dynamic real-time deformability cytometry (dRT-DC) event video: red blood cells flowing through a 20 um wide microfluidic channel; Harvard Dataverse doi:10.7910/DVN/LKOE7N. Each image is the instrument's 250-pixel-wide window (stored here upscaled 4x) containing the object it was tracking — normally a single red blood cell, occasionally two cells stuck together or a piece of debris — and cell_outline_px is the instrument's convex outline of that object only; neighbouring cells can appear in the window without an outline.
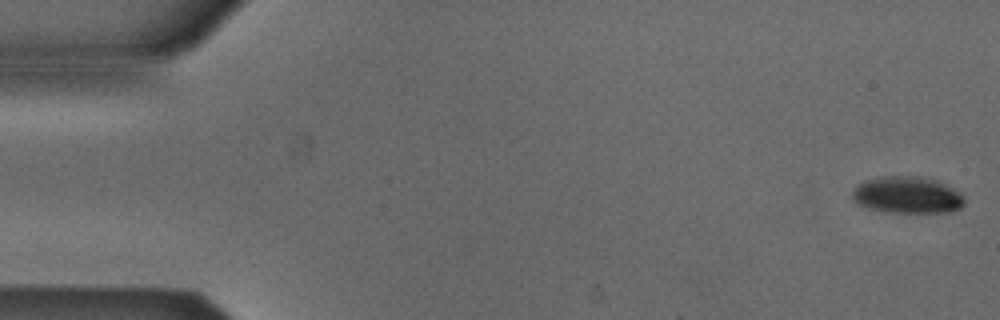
{"species": "Egyptian fruit bat (a non-hibernating species)", "species_latin": "Rousettus aegyptiacus", "temperature_condition": "cold", "stored_images_in_passage": 53, "camera_frame_rate_fps": 3000, "um_per_image_px": 0.085, "animal": {"sex": "male"}, "frame": {"image": 1, "passage_image": 1, "time_ms": 0.0, "image_size_px": [1000, 320], "cell_outline_px": [[964, 204], [960, 208], [952, 212], [884, 212], [868, 208], [852, 200], [852, 192], [856, 184], [880, 176], [924, 176], [936, 180], [960, 192], [964, 196]], "centroid_in_image_um": [77.12, 16.57], "position_along_channel_um": 7.9, "area_um2": 24.22}}
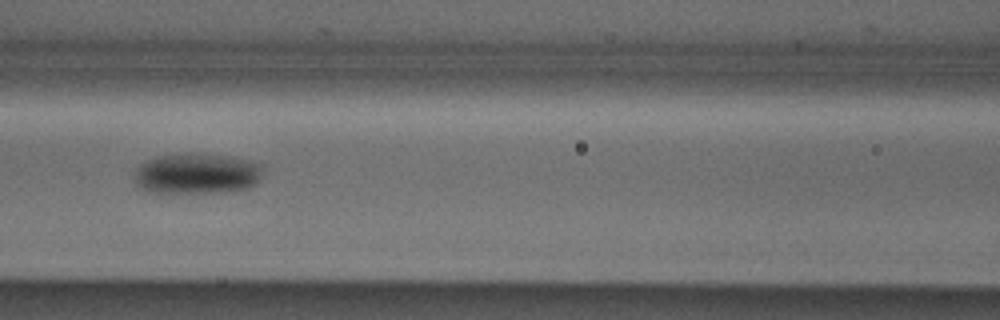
{"frame": {"image": 2, "passage_image": 23, "time_ms": 7.333, "image_size_px": [1000, 320], "cell_outline_px": [[264, 164], [260, 180], [256, 184], [248, 188], [232, 192], [148, 192], [140, 188], [136, 184], [136, 168], [140, 164], [156, 156], [188, 152], [192, 152], [232, 156]], "centroid_in_image_um": [16.79, 14.74], "position_along_channel_um": 149.8, "area_um2": 31.04}}
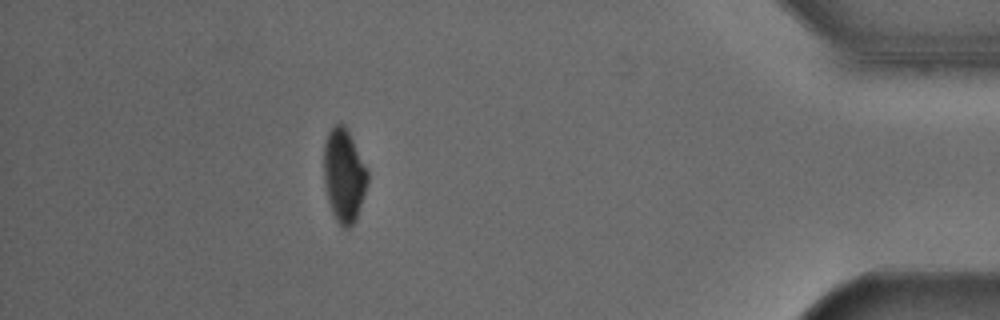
{"frame": {"image": 3, "passage_image": 47, "time_ms": 15.333, "image_size_px": [1000, 320], "cell_outline_px": [[368, 180], [356, 220], [348, 228], [344, 228], [336, 220], [332, 212], [328, 200], [324, 180], [324, 144], [328, 132], [336, 124], [344, 124], [368, 168]], "centroid_in_image_um": [29.24, 14.91], "position_along_channel_um": 406.0, "area_um2": 23.64}, "authors_computed_cell_mechanics": {"area_um2": 26.7036, "velocity_mm_per_s": 3.8642, "shape_relaxation_time_tau1_ms": 5.3121, "shape_relaxation_time_tau2_ms": null, "deformation_change_tau1": 0.1283, "deformation_change_tau2": null}}